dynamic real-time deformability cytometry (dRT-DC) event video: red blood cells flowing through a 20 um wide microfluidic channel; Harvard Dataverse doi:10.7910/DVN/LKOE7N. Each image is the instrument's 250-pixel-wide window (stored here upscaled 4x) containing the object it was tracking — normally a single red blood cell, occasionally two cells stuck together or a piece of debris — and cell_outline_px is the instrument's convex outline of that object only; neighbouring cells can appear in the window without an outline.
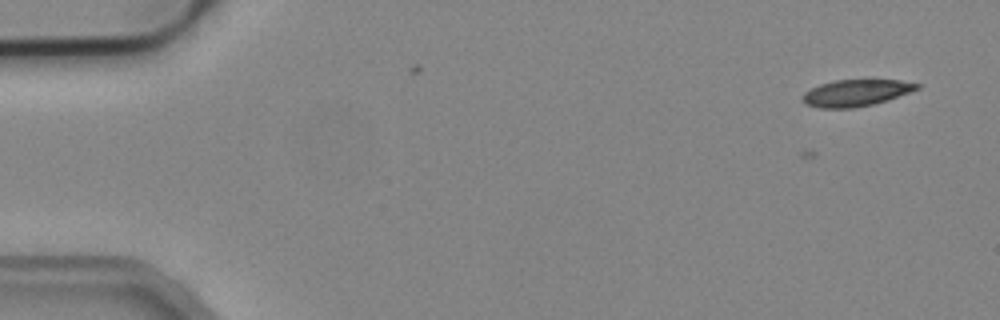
{"species": "common noctule bat (a hibernating species)", "species_latin": "Nyctalus noctula", "temperature_condition": "cold", "stored_images_in_passage": 7, "camera_frame_rate_fps": 3000, "um_per_image_px": 0.085, "animal": {"sex": "male", "body_mass_g": 19.2, "forearm_length_mm": 51.8}, "frame": {"image": 1, "passage_image": 7, "time_ms": 2.0, "image_size_px": [1000, 320], "cell_outline_px": [[920, 88], [888, 100], [856, 108], [820, 108], [804, 104], [800, 100], [800, 96], [804, 92], [820, 84], [836, 80], [872, 76], [900, 80], [920, 84]], "centroid_in_image_um": [72.77, 7.84], "position_along_channel_um": 12.2, "area_um2": 18.79}}